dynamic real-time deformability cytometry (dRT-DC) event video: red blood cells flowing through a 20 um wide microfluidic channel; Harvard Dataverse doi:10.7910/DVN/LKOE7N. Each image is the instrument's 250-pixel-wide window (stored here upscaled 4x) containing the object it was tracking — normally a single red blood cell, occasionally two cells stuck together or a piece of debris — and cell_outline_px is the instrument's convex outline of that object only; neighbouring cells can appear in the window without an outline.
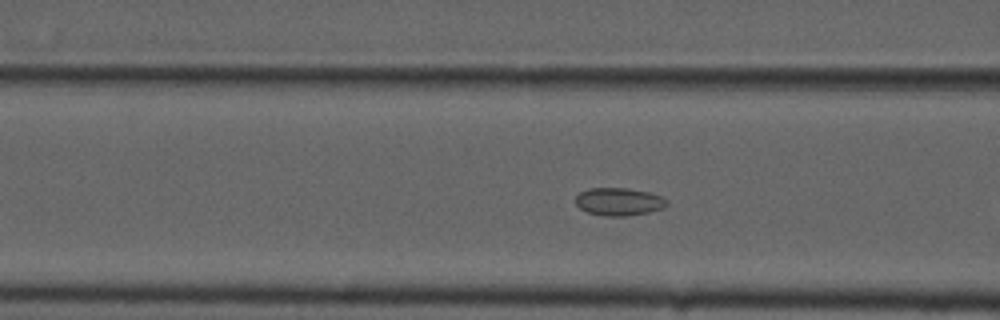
{"species": "common noctule bat (a hibernating species)", "species_latin": "Nyctalus noctula", "temperature_condition": "cold", "stored_images_in_passage": 8, "camera_frame_rate_fps": 3000, "um_per_image_px": 0.085, "animal": {"sex": "male", "forearm_length_mm": 52.5}, "frame": {"image": 1, "passage_image": 7, "time_ms": 2.0, "image_size_px": [1000, 320], "cell_outline_px": [[668, 204], [664, 208], [648, 212], [624, 216], [604, 216], [588, 212], [580, 208], [576, 204], [576, 196], [580, 192], [588, 188], [628, 188], [648, 192], [660, 196], [668, 200]], "centroid_in_image_um": [52.61, 17.14], "position_along_channel_um": 114.0, "area_um2": 14.74}}